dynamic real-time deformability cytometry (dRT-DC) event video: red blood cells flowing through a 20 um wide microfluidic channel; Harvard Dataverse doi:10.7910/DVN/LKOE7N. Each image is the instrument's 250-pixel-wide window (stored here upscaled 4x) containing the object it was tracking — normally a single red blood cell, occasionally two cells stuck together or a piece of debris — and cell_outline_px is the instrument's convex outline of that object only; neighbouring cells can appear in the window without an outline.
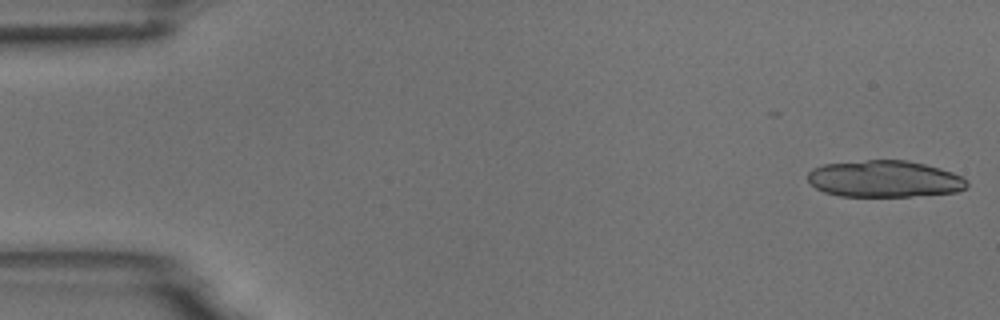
{"species": "common noctule bat (a hibernating species)", "species_latin": "Nyctalus noctula", "temperature_condition": "room temperature", "stored_images_in_passage": 7, "camera_frame_rate_fps": 3000, "um_per_image_px": 0.085, "animal": {"sex": "male", "body_mass_g": 18.8}, "frame": {"image": 1, "passage_image": 1, "time_ms": 0.0, "image_size_px": [1000, 320], "cell_outline_px": [[968, 184], [964, 188], [956, 192], [908, 196], [840, 196], [824, 192], [816, 188], [808, 180], [808, 172], [812, 168], [824, 164], [868, 160], [908, 160], [940, 168], [952, 172], [968, 180]], "centroid_in_image_um": [75.16, 15.2], "position_along_channel_um": 9.8, "area_um2": 33.93}}
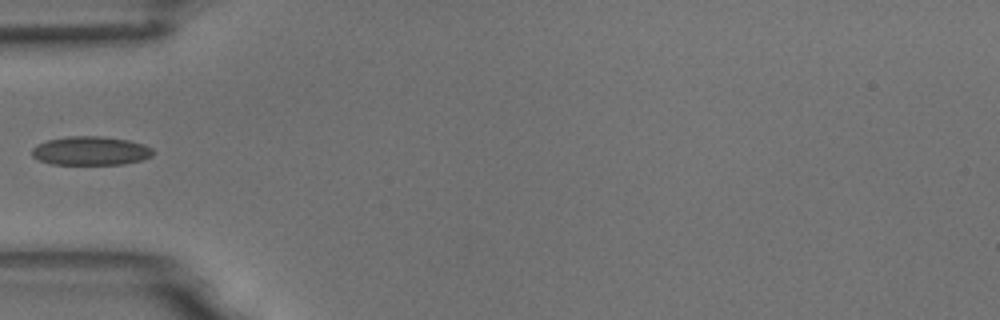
{"frame": {"image": 2, "passage_image": 6, "time_ms": 1.667, "image_size_px": [1000, 320], "cell_outline_px": [[152, 156], [140, 160], [124, 164], [52, 164], [40, 160], [32, 156], [32, 148], [36, 144], [48, 140], [68, 136], [100, 136], [128, 140], [144, 144], [152, 148]], "centroid_in_image_um": [7.69, 12.81], "position_along_channel_um": 77.3, "area_um2": 20.23}}